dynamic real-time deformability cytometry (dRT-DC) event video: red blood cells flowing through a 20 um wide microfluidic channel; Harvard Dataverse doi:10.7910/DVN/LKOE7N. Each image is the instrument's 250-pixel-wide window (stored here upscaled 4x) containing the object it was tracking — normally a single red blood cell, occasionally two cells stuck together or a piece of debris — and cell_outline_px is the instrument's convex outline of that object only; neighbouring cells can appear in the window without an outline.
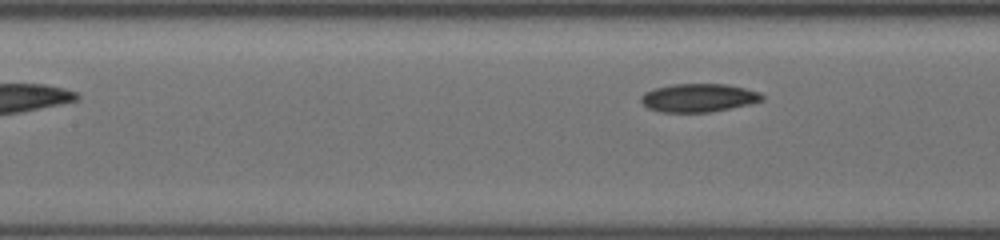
{"species": "common noctule bat (a hibernating species)", "species_latin": "Nyctalus noctula", "temperature_condition": "cold", "stored_images_in_passage": 7, "segment_of_instrument_passage": [2, 2], "camera_frame_rate_fps": 3000, "um_per_image_px": 0.085, "animal": {"sex": "female", "body_mass_g": 19.5, "forearm_length_mm": 54.1}, "frame": {"image": 1, "passage_image": 7, "time_ms": 5.0, "image_size_px": [1000, 240], "cell_outline_px": [[764, 100], [748, 104], [712, 112], [660, 112], [648, 108], [640, 100], [640, 96], [644, 92], [652, 88], [672, 84], [728, 84], [760, 92], [764, 96]], "centroid_in_image_um": [59.35, 8.31], "position_along_channel_um": 148.0, "area_um2": 20.11}}